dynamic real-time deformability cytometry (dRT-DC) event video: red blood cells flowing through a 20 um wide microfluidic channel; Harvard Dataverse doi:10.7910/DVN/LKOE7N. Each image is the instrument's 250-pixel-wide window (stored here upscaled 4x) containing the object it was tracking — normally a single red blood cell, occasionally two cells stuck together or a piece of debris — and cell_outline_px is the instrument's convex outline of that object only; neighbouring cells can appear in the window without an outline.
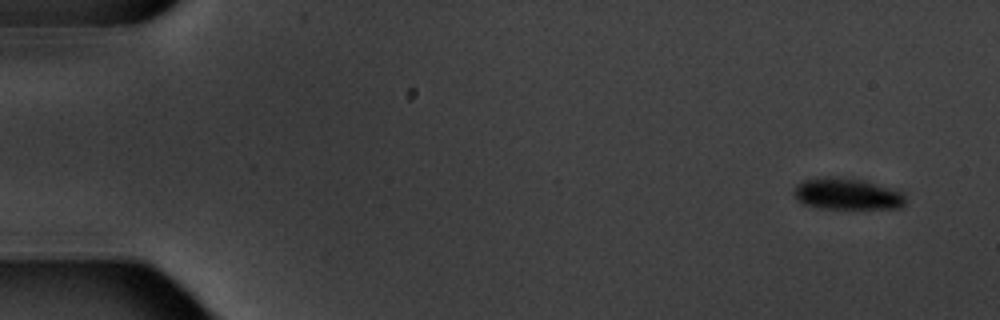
{"species": "common noctule bat (a hibernating species)", "species_latin": "Nyctalus noctula", "temperature_condition": "warm", "stored_images_in_passage": 5, "camera_frame_rate_fps": 3000, "um_per_image_px": 0.085, "animal": {"sex": "male", "body_mass_g": 20.1, "forearm_length_mm": 53.5}, "frame": {"image": 1, "passage_image": 1, "time_ms": 0.0, "image_size_px": [1000, 320], "cell_outline_px": [[904, 204], [900, 208], [820, 208], [804, 204], [796, 200], [792, 192], [796, 184], [800, 180], [824, 176], [832, 176], [860, 180], [896, 188], [904, 192]], "centroid_in_image_um": [71.96, 16.47], "position_along_channel_um": 13.0, "area_um2": 20.75}}
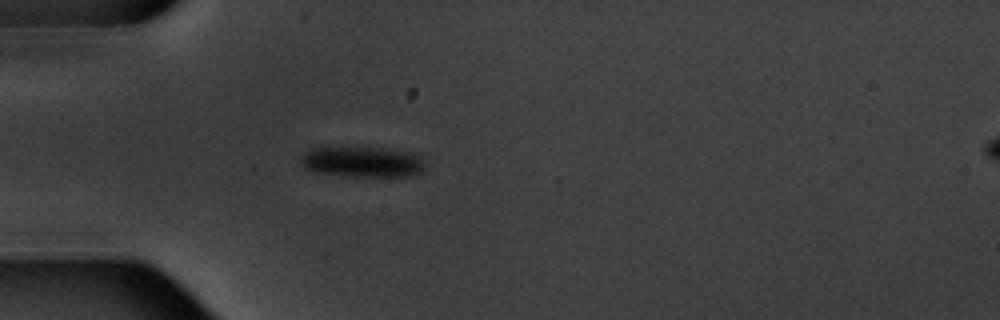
{"frame": {"image": 2, "passage_image": 5, "time_ms": 4.667, "image_size_px": [1000, 320], "cell_outline_px": [[424, 168], [420, 172], [412, 176], [356, 176], [308, 172], [300, 164], [300, 156], [304, 152], [312, 148], [324, 144], [340, 144], [380, 148], [416, 152], [420, 156], [424, 164]], "centroid_in_image_um": [30.68, 13.69], "position_along_channel_um": 54.3, "area_um2": 23.52}}